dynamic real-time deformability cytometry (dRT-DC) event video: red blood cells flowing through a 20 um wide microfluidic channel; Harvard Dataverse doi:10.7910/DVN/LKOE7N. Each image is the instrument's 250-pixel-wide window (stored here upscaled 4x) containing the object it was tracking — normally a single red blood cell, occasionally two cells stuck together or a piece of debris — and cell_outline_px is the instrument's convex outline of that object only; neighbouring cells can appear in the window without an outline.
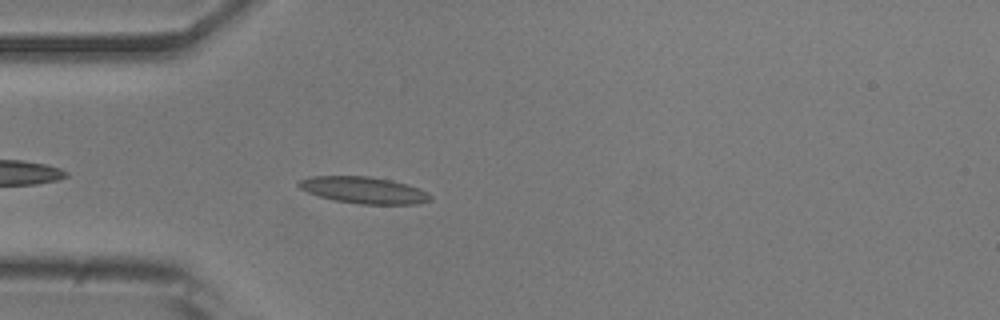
{"species": "common noctule bat (a hibernating species)", "species_latin": "Nyctalus noctula", "temperature_condition": "room temperature", "stored_images_in_passage": 42, "camera_frame_rate_fps": 3000, "um_per_image_px": 0.085, "animal": {"sex": "male", "body_mass_g": 20.5, "forearm_length_mm": 52.5}, "frame": {"image": 1, "passage_image": 4, "time_ms": 1.0, "image_size_px": [1000, 320], "cell_outline_px": [[432, 200], [420, 204], [360, 204], [336, 200], [320, 196], [308, 192], [300, 188], [296, 184], [300, 180], [308, 176], [368, 176], [392, 180], [408, 184], [432, 196]], "centroid_in_image_um": [30.92, 16.15], "position_along_channel_um": 54.1, "area_um2": 20.35}}
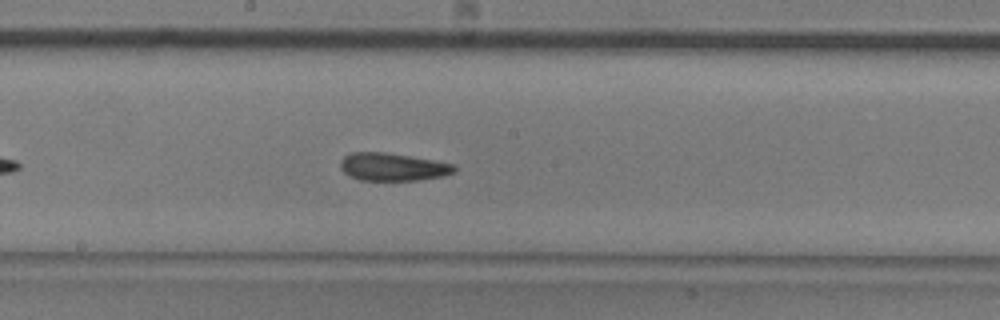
{"frame": {"image": 2, "passage_image": 17, "time_ms": 5.333, "image_size_px": [1000, 320], "cell_outline_px": [[456, 172], [444, 176], [420, 180], [360, 180], [348, 176], [340, 168], [340, 160], [344, 156], [352, 152], [384, 152], [456, 164]], "centroid_in_image_um": [33.38, 14.19], "position_along_channel_um": 214.8, "area_um2": 18.55}}
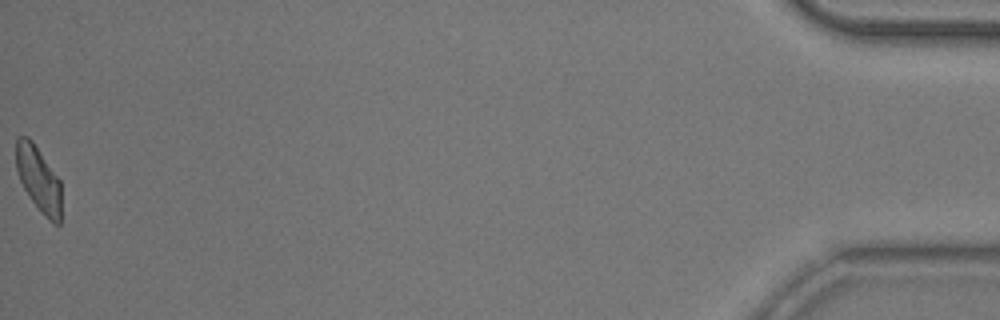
{"frame": {"image": 3, "passage_image": 42, "time_ms": 13.667, "image_size_px": [1000, 320], "cell_outline_px": [[60, 224], [56, 224], [48, 220], [44, 216], [32, 200], [24, 188], [20, 180], [16, 168], [16, 136], [28, 136], [32, 140], [60, 180]], "centroid_in_image_um": [3.26, 15.19], "position_along_channel_um": 431.9, "area_um2": 17.05}, "authors_computed_cell_mechanics": {"area_um2": 18.5249, "velocity_mm_per_s": 3.8269, "shape_relaxation_time_tau1_ms": 8.0085, "shape_relaxation_time_tau2_ms": 3.5427, "deformation_change_tau1": 0.1737, "deformation_change_tau2": 0.1165}}